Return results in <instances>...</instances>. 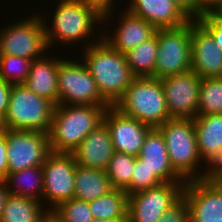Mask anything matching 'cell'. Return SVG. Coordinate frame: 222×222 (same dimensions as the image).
<instances>
[{
  "instance_id": "f6af8a7d",
  "label": "cell",
  "mask_w": 222,
  "mask_h": 222,
  "mask_svg": "<svg viewBox=\"0 0 222 222\" xmlns=\"http://www.w3.org/2000/svg\"><path fill=\"white\" fill-rule=\"evenodd\" d=\"M40 222H60L51 212L40 221Z\"/></svg>"
},
{
  "instance_id": "d6986e66",
  "label": "cell",
  "mask_w": 222,
  "mask_h": 222,
  "mask_svg": "<svg viewBox=\"0 0 222 222\" xmlns=\"http://www.w3.org/2000/svg\"><path fill=\"white\" fill-rule=\"evenodd\" d=\"M138 158L163 183L186 182L172 168L165 140L157 128H152L146 135Z\"/></svg>"
},
{
  "instance_id": "30bf717a",
  "label": "cell",
  "mask_w": 222,
  "mask_h": 222,
  "mask_svg": "<svg viewBox=\"0 0 222 222\" xmlns=\"http://www.w3.org/2000/svg\"><path fill=\"white\" fill-rule=\"evenodd\" d=\"M76 166L72 153L51 152L47 156L42 165L44 186L41 201L46 198L44 202H49V212L60 203L74 198Z\"/></svg>"
},
{
  "instance_id": "4fadbf2b",
  "label": "cell",
  "mask_w": 222,
  "mask_h": 222,
  "mask_svg": "<svg viewBox=\"0 0 222 222\" xmlns=\"http://www.w3.org/2000/svg\"><path fill=\"white\" fill-rule=\"evenodd\" d=\"M170 118L194 119L198 116L201 78L193 71L161 79Z\"/></svg>"
},
{
  "instance_id": "83f0119b",
  "label": "cell",
  "mask_w": 222,
  "mask_h": 222,
  "mask_svg": "<svg viewBox=\"0 0 222 222\" xmlns=\"http://www.w3.org/2000/svg\"><path fill=\"white\" fill-rule=\"evenodd\" d=\"M222 114V77L201 78L198 116Z\"/></svg>"
},
{
  "instance_id": "cb8c5ba5",
  "label": "cell",
  "mask_w": 222,
  "mask_h": 222,
  "mask_svg": "<svg viewBox=\"0 0 222 222\" xmlns=\"http://www.w3.org/2000/svg\"><path fill=\"white\" fill-rule=\"evenodd\" d=\"M42 203L44 202L9 193L0 222H40L49 212L42 207Z\"/></svg>"
},
{
  "instance_id": "b9f144b4",
  "label": "cell",
  "mask_w": 222,
  "mask_h": 222,
  "mask_svg": "<svg viewBox=\"0 0 222 222\" xmlns=\"http://www.w3.org/2000/svg\"><path fill=\"white\" fill-rule=\"evenodd\" d=\"M211 13L218 18L219 20L222 21V0L213 8Z\"/></svg>"
},
{
  "instance_id": "5bb4252c",
  "label": "cell",
  "mask_w": 222,
  "mask_h": 222,
  "mask_svg": "<svg viewBox=\"0 0 222 222\" xmlns=\"http://www.w3.org/2000/svg\"><path fill=\"white\" fill-rule=\"evenodd\" d=\"M183 196L187 200L189 222L222 221V181L211 178L186 181Z\"/></svg>"
},
{
  "instance_id": "d4e9b609",
  "label": "cell",
  "mask_w": 222,
  "mask_h": 222,
  "mask_svg": "<svg viewBox=\"0 0 222 222\" xmlns=\"http://www.w3.org/2000/svg\"><path fill=\"white\" fill-rule=\"evenodd\" d=\"M4 181L10 194L31 198L37 201H41V198H43L44 185L42 166H34L9 173Z\"/></svg>"
},
{
  "instance_id": "e575fe53",
  "label": "cell",
  "mask_w": 222,
  "mask_h": 222,
  "mask_svg": "<svg viewBox=\"0 0 222 222\" xmlns=\"http://www.w3.org/2000/svg\"><path fill=\"white\" fill-rule=\"evenodd\" d=\"M7 143L5 137V129L0 127V180H5L8 176V161H7Z\"/></svg>"
},
{
  "instance_id": "52a82bcc",
  "label": "cell",
  "mask_w": 222,
  "mask_h": 222,
  "mask_svg": "<svg viewBox=\"0 0 222 222\" xmlns=\"http://www.w3.org/2000/svg\"><path fill=\"white\" fill-rule=\"evenodd\" d=\"M58 104L110 105L100 94L85 63L59 58Z\"/></svg>"
},
{
  "instance_id": "7c38bea8",
  "label": "cell",
  "mask_w": 222,
  "mask_h": 222,
  "mask_svg": "<svg viewBox=\"0 0 222 222\" xmlns=\"http://www.w3.org/2000/svg\"><path fill=\"white\" fill-rule=\"evenodd\" d=\"M186 182H165L128 196L129 222H157L182 196Z\"/></svg>"
},
{
  "instance_id": "836d02e7",
  "label": "cell",
  "mask_w": 222,
  "mask_h": 222,
  "mask_svg": "<svg viewBox=\"0 0 222 222\" xmlns=\"http://www.w3.org/2000/svg\"><path fill=\"white\" fill-rule=\"evenodd\" d=\"M157 222H189L187 200L182 196L175 204L166 209Z\"/></svg>"
},
{
  "instance_id": "6da1fadb",
  "label": "cell",
  "mask_w": 222,
  "mask_h": 222,
  "mask_svg": "<svg viewBox=\"0 0 222 222\" xmlns=\"http://www.w3.org/2000/svg\"><path fill=\"white\" fill-rule=\"evenodd\" d=\"M84 62L94 78L101 96L111 105L124 95L134 76L125 54L112 48L102 35L100 40L87 44Z\"/></svg>"
},
{
  "instance_id": "f546056e",
  "label": "cell",
  "mask_w": 222,
  "mask_h": 222,
  "mask_svg": "<svg viewBox=\"0 0 222 222\" xmlns=\"http://www.w3.org/2000/svg\"><path fill=\"white\" fill-rule=\"evenodd\" d=\"M33 60L8 54H0V78L10 84H23Z\"/></svg>"
},
{
  "instance_id": "4316f807",
  "label": "cell",
  "mask_w": 222,
  "mask_h": 222,
  "mask_svg": "<svg viewBox=\"0 0 222 222\" xmlns=\"http://www.w3.org/2000/svg\"><path fill=\"white\" fill-rule=\"evenodd\" d=\"M89 205L94 219L127 218L128 194L124 190L113 188L103 196L90 201Z\"/></svg>"
},
{
  "instance_id": "ac0fdd59",
  "label": "cell",
  "mask_w": 222,
  "mask_h": 222,
  "mask_svg": "<svg viewBox=\"0 0 222 222\" xmlns=\"http://www.w3.org/2000/svg\"><path fill=\"white\" fill-rule=\"evenodd\" d=\"M115 150L107 126L102 122L72 152L77 165L106 171Z\"/></svg>"
},
{
  "instance_id": "e0dca14e",
  "label": "cell",
  "mask_w": 222,
  "mask_h": 222,
  "mask_svg": "<svg viewBox=\"0 0 222 222\" xmlns=\"http://www.w3.org/2000/svg\"><path fill=\"white\" fill-rule=\"evenodd\" d=\"M127 10L155 29L177 28L191 20L172 0H133Z\"/></svg>"
},
{
  "instance_id": "9c48e42d",
  "label": "cell",
  "mask_w": 222,
  "mask_h": 222,
  "mask_svg": "<svg viewBox=\"0 0 222 222\" xmlns=\"http://www.w3.org/2000/svg\"><path fill=\"white\" fill-rule=\"evenodd\" d=\"M38 15L17 21L0 31V54L30 60L41 58V54L46 52L49 46L45 32V19Z\"/></svg>"
},
{
  "instance_id": "9a60e30c",
  "label": "cell",
  "mask_w": 222,
  "mask_h": 222,
  "mask_svg": "<svg viewBox=\"0 0 222 222\" xmlns=\"http://www.w3.org/2000/svg\"><path fill=\"white\" fill-rule=\"evenodd\" d=\"M112 139L114 150L120 153L138 157L146 135L151 126L128 117L114 106L108 107L103 115V121Z\"/></svg>"
},
{
  "instance_id": "74e56055",
  "label": "cell",
  "mask_w": 222,
  "mask_h": 222,
  "mask_svg": "<svg viewBox=\"0 0 222 222\" xmlns=\"http://www.w3.org/2000/svg\"><path fill=\"white\" fill-rule=\"evenodd\" d=\"M177 4L191 19H196V0H172Z\"/></svg>"
},
{
  "instance_id": "7a4b0ae2",
  "label": "cell",
  "mask_w": 222,
  "mask_h": 222,
  "mask_svg": "<svg viewBox=\"0 0 222 222\" xmlns=\"http://www.w3.org/2000/svg\"><path fill=\"white\" fill-rule=\"evenodd\" d=\"M111 105H55L49 132L50 150L72 153L103 121Z\"/></svg>"
},
{
  "instance_id": "7bdbcfd3",
  "label": "cell",
  "mask_w": 222,
  "mask_h": 222,
  "mask_svg": "<svg viewBox=\"0 0 222 222\" xmlns=\"http://www.w3.org/2000/svg\"><path fill=\"white\" fill-rule=\"evenodd\" d=\"M113 2H114L113 0H106V14L103 16V23H104L105 20H107V17L110 18V17H109V14H110L111 11H112L111 8L114 7V6L112 5ZM132 2H133V0H131L129 6L132 4Z\"/></svg>"
},
{
  "instance_id": "44dd1931",
  "label": "cell",
  "mask_w": 222,
  "mask_h": 222,
  "mask_svg": "<svg viewBox=\"0 0 222 222\" xmlns=\"http://www.w3.org/2000/svg\"><path fill=\"white\" fill-rule=\"evenodd\" d=\"M193 122L199 156L211 167L222 151V114L197 116Z\"/></svg>"
},
{
  "instance_id": "f35d334b",
  "label": "cell",
  "mask_w": 222,
  "mask_h": 222,
  "mask_svg": "<svg viewBox=\"0 0 222 222\" xmlns=\"http://www.w3.org/2000/svg\"><path fill=\"white\" fill-rule=\"evenodd\" d=\"M206 171L209 172L208 178L213 180L222 181V151L219 159Z\"/></svg>"
},
{
  "instance_id": "f1b7e54d",
  "label": "cell",
  "mask_w": 222,
  "mask_h": 222,
  "mask_svg": "<svg viewBox=\"0 0 222 222\" xmlns=\"http://www.w3.org/2000/svg\"><path fill=\"white\" fill-rule=\"evenodd\" d=\"M136 158L114 152L105 171L113 188L125 191L130 186Z\"/></svg>"
},
{
  "instance_id": "277c9868",
  "label": "cell",
  "mask_w": 222,
  "mask_h": 222,
  "mask_svg": "<svg viewBox=\"0 0 222 222\" xmlns=\"http://www.w3.org/2000/svg\"><path fill=\"white\" fill-rule=\"evenodd\" d=\"M157 129L163 135L172 168L185 180L206 179L209 172L197 173L201 158L193 119L170 118Z\"/></svg>"
},
{
  "instance_id": "60d3db41",
  "label": "cell",
  "mask_w": 222,
  "mask_h": 222,
  "mask_svg": "<svg viewBox=\"0 0 222 222\" xmlns=\"http://www.w3.org/2000/svg\"><path fill=\"white\" fill-rule=\"evenodd\" d=\"M8 194H9V192H8L5 181L0 180V217H1L2 211L4 209V203H5V200L8 196Z\"/></svg>"
},
{
  "instance_id": "ee69618b",
  "label": "cell",
  "mask_w": 222,
  "mask_h": 222,
  "mask_svg": "<svg viewBox=\"0 0 222 222\" xmlns=\"http://www.w3.org/2000/svg\"><path fill=\"white\" fill-rule=\"evenodd\" d=\"M92 222H129L128 217L127 218H119V219H94Z\"/></svg>"
},
{
  "instance_id": "8992f818",
  "label": "cell",
  "mask_w": 222,
  "mask_h": 222,
  "mask_svg": "<svg viewBox=\"0 0 222 222\" xmlns=\"http://www.w3.org/2000/svg\"><path fill=\"white\" fill-rule=\"evenodd\" d=\"M52 15L53 19L49 27L45 24V32L49 48L54 40L64 44L77 42L82 38L93 36L95 23L103 22L101 15L95 8L76 0H60ZM48 26V27H47ZM47 27V28H46ZM51 28V29H50ZM92 32V33H91Z\"/></svg>"
},
{
  "instance_id": "8fae6325",
  "label": "cell",
  "mask_w": 222,
  "mask_h": 222,
  "mask_svg": "<svg viewBox=\"0 0 222 222\" xmlns=\"http://www.w3.org/2000/svg\"><path fill=\"white\" fill-rule=\"evenodd\" d=\"M8 174L42 166L51 153L49 135L40 131L5 129Z\"/></svg>"
},
{
  "instance_id": "ffe728a7",
  "label": "cell",
  "mask_w": 222,
  "mask_h": 222,
  "mask_svg": "<svg viewBox=\"0 0 222 222\" xmlns=\"http://www.w3.org/2000/svg\"><path fill=\"white\" fill-rule=\"evenodd\" d=\"M121 17L120 24L114 33L111 32L114 35L101 33L102 39L118 52L125 54L155 34L156 29L149 22L131 14L127 9Z\"/></svg>"
},
{
  "instance_id": "d6a6232c",
  "label": "cell",
  "mask_w": 222,
  "mask_h": 222,
  "mask_svg": "<svg viewBox=\"0 0 222 222\" xmlns=\"http://www.w3.org/2000/svg\"><path fill=\"white\" fill-rule=\"evenodd\" d=\"M195 20L213 37L216 45L222 51V21L211 12L201 14Z\"/></svg>"
},
{
  "instance_id": "3957f363",
  "label": "cell",
  "mask_w": 222,
  "mask_h": 222,
  "mask_svg": "<svg viewBox=\"0 0 222 222\" xmlns=\"http://www.w3.org/2000/svg\"><path fill=\"white\" fill-rule=\"evenodd\" d=\"M114 107L152 128L170 119L161 79L155 77H134Z\"/></svg>"
},
{
  "instance_id": "2e32d148",
  "label": "cell",
  "mask_w": 222,
  "mask_h": 222,
  "mask_svg": "<svg viewBox=\"0 0 222 222\" xmlns=\"http://www.w3.org/2000/svg\"><path fill=\"white\" fill-rule=\"evenodd\" d=\"M191 71L200 78L222 77V51L195 19H191Z\"/></svg>"
},
{
  "instance_id": "1f68e13d",
  "label": "cell",
  "mask_w": 222,
  "mask_h": 222,
  "mask_svg": "<svg viewBox=\"0 0 222 222\" xmlns=\"http://www.w3.org/2000/svg\"><path fill=\"white\" fill-rule=\"evenodd\" d=\"M163 182L151 172L138 157L136 158L130 186L125 190L128 194L148 190Z\"/></svg>"
},
{
  "instance_id": "5b68a950",
  "label": "cell",
  "mask_w": 222,
  "mask_h": 222,
  "mask_svg": "<svg viewBox=\"0 0 222 222\" xmlns=\"http://www.w3.org/2000/svg\"><path fill=\"white\" fill-rule=\"evenodd\" d=\"M55 104L30 91L24 84H13L9 104L0 127L40 131L49 134Z\"/></svg>"
},
{
  "instance_id": "603a6c76",
  "label": "cell",
  "mask_w": 222,
  "mask_h": 222,
  "mask_svg": "<svg viewBox=\"0 0 222 222\" xmlns=\"http://www.w3.org/2000/svg\"><path fill=\"white\" fill-rule=\"evenodd\" d=\"M113 189L105 171L76 166L74 198L93 201Z\"/></svg>"
},
{
  "instance_id": "484cf974",
  "label": "cell",
  "mask_w": 222,
  "mask_h": 222,
  "mask_svg": "<svg viewBox=\"0 0 222 222\" xmlns=\"http://www.w3.org/2000/svg\"><path fill=\"white\" fill-rule=\"evenodd\" d=\"M158 53V29L147 41L125 53L127 64L134 77H154Z\"/></svg>"
},
{
  "instance_id": "d590c367",
  "label": "cell",
  "mask_w": 222,
  "mask_h": 222,
  "mask_svg": "<svg viewBox=\"0 0 222 222\" xmlns=\"http://www.w3.org/2000/svg\"><path fill=\"white\" fill-rule=\"evenodd\" d=\"M12 84L0 78V122L3 120L9 104Z\"/></svg>"
},
{
  "instance_id": "4dcf8cb0",
  "label": "cell",
  "mask_w": 222,
  "mask_h": 222,
  "mask_svg": "<svg viewBox=\"0 0 222 222\" xmlns=\"http://www.w3.org/2000/svg\"><path fill=\"white\" fill-rule=\"evenodd\" d=\"M51 213L60 222H92L94 220L89 202L75 198L60 203Z\"/></svg>"
},
{
  "instance_id": "ba28073f",
  "label": "cell",
  "mask_w": 222,
  "mask_h": 222,
  "mask_svg": "<svg viewBox=\"0 0 222 222\" xmlns=\"http://www.w3.org/2000/svg\"><path fill=\"white\" fill-rule=\"evenodd\" d=\"M191 70V20L177 28L158 29V53L154 77L167 76Z\"/></svg>"
},
{
  "instance_id": "7402d4cb",
  "label": "cell",
  "mask_w": 222,
  "mask_h": 222,
  "mask_svg": "<svg viewBox=\"0 0 222 222\" xmlns=\"http://www.w3.org/2000/svg\"><path fill=\"white\" fill-rule=\"evenodd\" d=\"M43 56L32 61L29 75L23 84L36 95L58 105L59 58L49 59Z\"/></svg>"
},
{
  "instance_id": "ab89813d",
  "label": "cell",
  "mask_w": 222,
  "mask_h": 222,
  "mask_svg": "<svg viewBox=\"0 0 222 222\" xmlns=\"http://www.w3.org/2000/svg\"><path fill=\"white\" fill-rule=\"evenodd\" d=\"M95 8L101 15L106 14V0H76Z\"/></svg>"
},
{
  "instance_id": "8d00e7d4",
  "label": "cell",
  "mask_w": 222,
  "mask_h": 222,
  "mask_svg": "<svg viewBox=\"0 0 222 222\" xmlns=\"http://www.w3.org/2000/svg\"><path fill=\"white\" fill-rule=\"evenodd\" d=\"M221 0H196V19L204 13L211 12Z\"/></svg>"
}]
</instances>
